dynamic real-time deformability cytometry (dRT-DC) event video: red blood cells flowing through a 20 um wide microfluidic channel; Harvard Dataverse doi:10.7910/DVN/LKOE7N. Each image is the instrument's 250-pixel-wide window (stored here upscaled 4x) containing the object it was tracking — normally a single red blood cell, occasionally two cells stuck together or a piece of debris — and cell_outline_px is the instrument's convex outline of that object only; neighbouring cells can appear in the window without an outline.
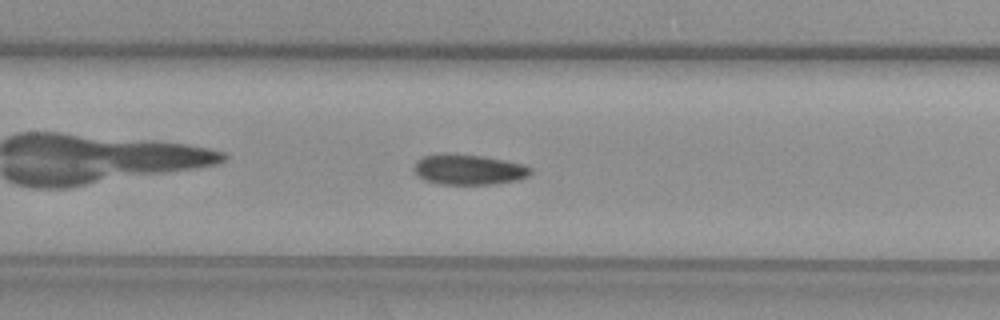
{"species": "common noctule bat (a hibernating species)", "species_latin": "Nyctalus noctula", "temperature_condition": "warm", "stored_images_in_passage": 40, "camera_frame_rate_fps": 3000, "um_per_image_px": 0.085, "animal": {"sex": "female", "body_mass_g": 29.2, "forearm_length_mm": 56.3}, "frame": {"image": 1, "passage_image": 12, "time_ms": 3.667, "image_size_px": [1000, 320], "cell_outline_px": [[532, 172], [528, 176], [516, 180], [492, 184], [440, 184], [424, 180], [412, 168], [416, 160], [424, 156], [444, 152], [480, 156], [504, 160], [524, 164], [532, 168]], "centroid_in_image_um": [39.81, 14.4], "position_along_channel_um": 167.6, "area_um2": 20.69}}
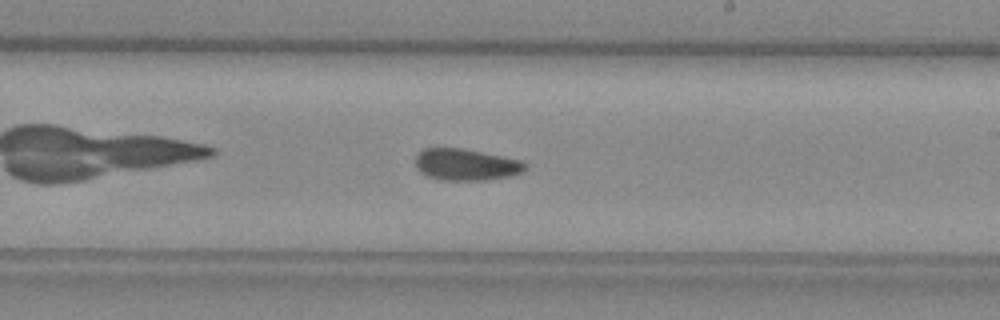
{"frame": {"image": 2, "passage_image": 18, "time_ms": 5.667, "image_size_px": [1000, 320], "cell_outline_px": [[528, 168], [524, 172], [512, 176], [484, 180], [440, 180], [428, 176], [420, 172], [416, 168], [416, 156], [424, 148], [464, 148], [520, 160], [528, 164]], "centroid_in_image_um": [39.64, 14.0], "position_along_channel_um": 249.4, "area_um2": 20.4}}
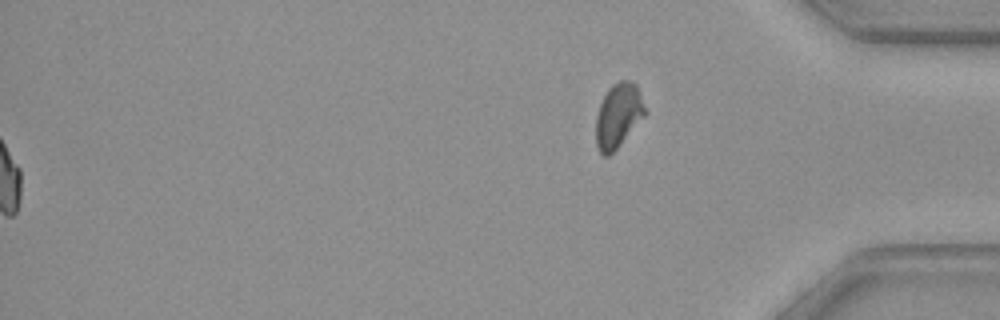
{"frame": {"image": 3, "passage_image": 40, "time_ms": 13.0, "image_size_px": [1000, 320], "cell_outline_px": [[644, 116], [616, 148], [608, 156], [604, 156], [600, 152], [596, 144], [596, 116], [600, 104], [608, 88], [612, 84], [620, 80], [628, 80], [636, 84], [644, 108]], "centroid_in_image_um": [52.51, 9.8], "position_along_channel_um": 382.7, "area_um2": 17.86}}